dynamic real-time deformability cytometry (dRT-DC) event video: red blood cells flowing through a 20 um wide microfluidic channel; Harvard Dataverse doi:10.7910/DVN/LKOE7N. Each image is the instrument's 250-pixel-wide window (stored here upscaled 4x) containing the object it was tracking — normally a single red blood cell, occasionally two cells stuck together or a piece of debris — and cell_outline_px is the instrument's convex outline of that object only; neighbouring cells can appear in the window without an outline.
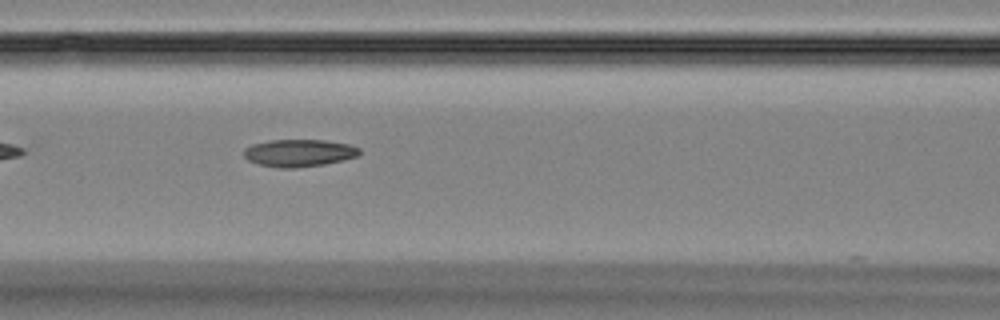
{"species": "Egyptian fruit bat (a non-hibernating species)", "species_latin": "Rousettus aegyptiacus", "temperature_condition": "room temperature", "stored_images_in_passage": 30, "camera_frame_rate_fps": 3000, "um_per_image_px": 0.085, "animal": {"sex": "female"}, "frame": {"image": 1, "passage_image": 6, "time_ms": 1.667, "image_size_px": [1000, 320], "cell_outline_px": [[360, 152], [356, 156], [324, 164], [296, 168], [276, 168], [256, 164], [248, 160], [244, 156], [244, 148], [252, 144], [268, 140], [324, 140], [348, 144], [360, 148]], "centroid_in_image_um": [25.35, 13.0], "position_along_channel_um": 141.2, "area_um2": 18.44}}
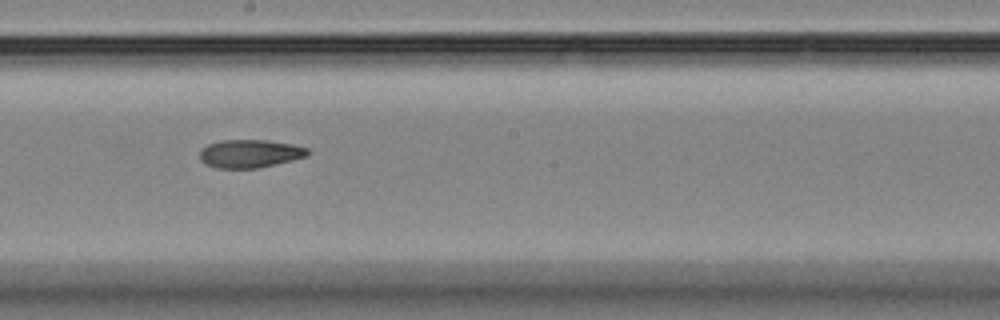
{"frame": {"image": 2, "passage_image": 13, "time_ms": 4.0, "image_size_px": [1000, 320], "cell_outline_px": [[308, 156], [292, 160], [256, 168], [216, 168], [204, 164], [200, 160], [200, 148], [208, 144], [220, 140], [268, 140], [292, 144], [308, 148]], "centroid_in_image_um": [21.2, 13.05], "position_along_channel_um": 227.0, "area_um2": 17.74}}
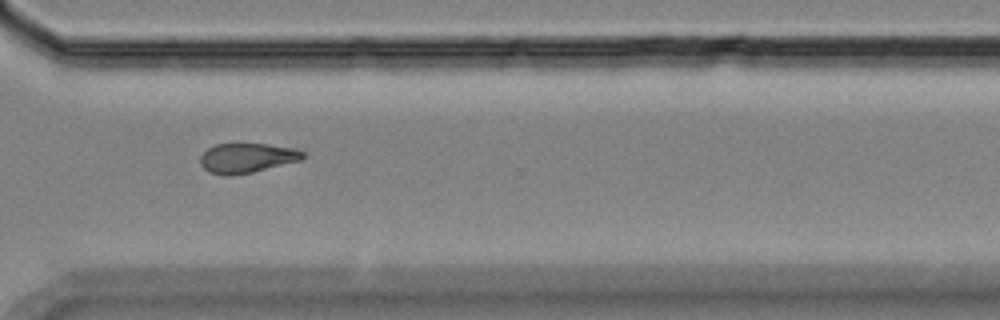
{"frame": {"image": 3, "passage_image": 23, "time_ms": 7.333, "image_size_px": [1000, 320], "cell_outline_px": [[304, 156], [300, 160], [252, 172], [232, 176], [224, 176], [208, 172], [200, 164], [200, 156], [208, 148], [216, 144], [268, 144], [296, 148], [304, 152]], "centroid_in_image_um": [20.96, 13.43], "position_along_channel_um": 349.6, "area_um2": 17.74}}